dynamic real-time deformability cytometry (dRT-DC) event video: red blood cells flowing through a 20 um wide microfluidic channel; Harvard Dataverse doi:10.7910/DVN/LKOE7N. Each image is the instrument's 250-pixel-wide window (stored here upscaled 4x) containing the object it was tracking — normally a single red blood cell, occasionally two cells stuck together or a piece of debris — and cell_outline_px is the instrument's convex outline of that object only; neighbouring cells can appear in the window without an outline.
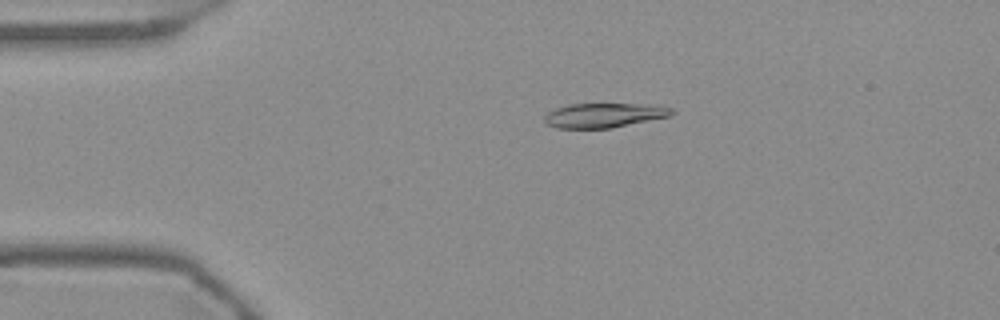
{"species": "Egyptian fruit bat (a non-hibernating species)", "species_latin": "Rousettus aegyptiacus", "temperature_condition": "warm", "stored_images_in_passage": 53, "camera_frame_rate_fps": 3000, "um_per_image_px": 0.085, "frame": {"image": 1, "passage_image": 10, "time_ms": 3.0, "image_size_px": [1000, 320], "cell_outline_px": [[676, 112], [672, 116], [612, 128], [556, 128], [544, 124], [544, 116], [548, 112], [556, 108], [568, 104], [648, 104], [672, 108]], "centroid_in_image_um": [51.36, 9.8], "position_along_channel_um": 33.6, "area_um2": 18.38}}
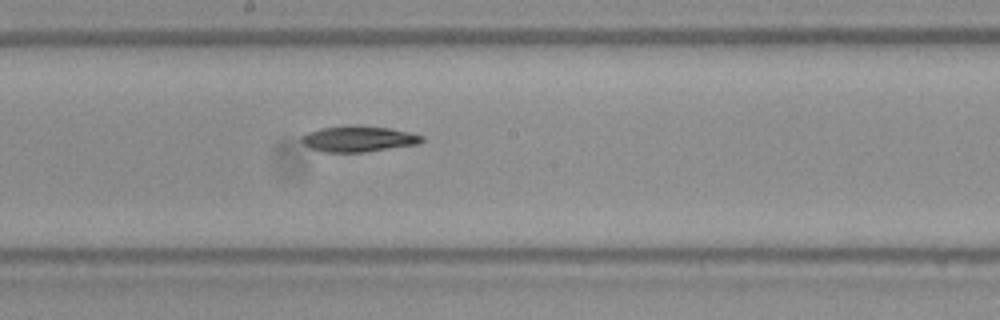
{"frame": {"image": 2, "passage_image": 28, "time_ms": 9.0, "image_size_px": [1000, 320], "cell_outline_px": [[424, 140], [420, 144], [364, 152], [320, 152], [304, 144], [300, 140], [300, 136], [308, 132], [320, 128], [348, 124], [356, 124], [388, 128], [408, 132], [424, 136]], "centroid_in_image_um": [30.45, 11.79], "position_along_channel_um": 217.7, "area_um2": 18.44}}
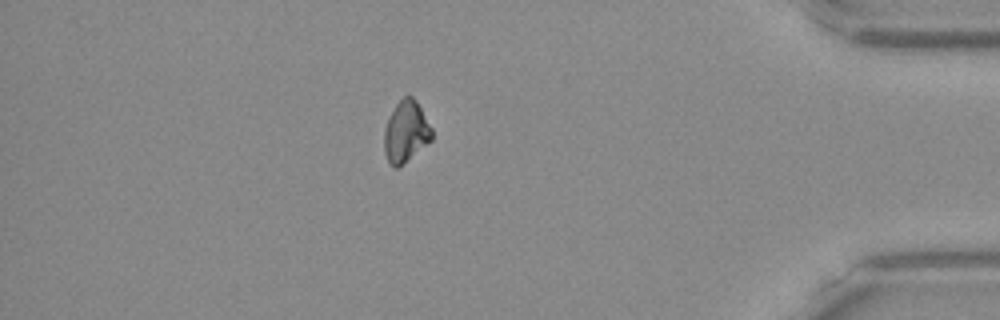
{"frame": {"image": 3, "passage_image": 46, "time_ms": 15.0, "image_size_px": [1000, 320], "cell_outline_px": [[432, 140], [396, 168], [388, 160], [384, 152], [384, 128], [388, 116], [396, 104], [408, 92], [416, 100], [432, 128]], "centroid_in_image_um": [34.49, 11.13], "position_along_channel_um": 400.7, "area_um2": 16.94}}